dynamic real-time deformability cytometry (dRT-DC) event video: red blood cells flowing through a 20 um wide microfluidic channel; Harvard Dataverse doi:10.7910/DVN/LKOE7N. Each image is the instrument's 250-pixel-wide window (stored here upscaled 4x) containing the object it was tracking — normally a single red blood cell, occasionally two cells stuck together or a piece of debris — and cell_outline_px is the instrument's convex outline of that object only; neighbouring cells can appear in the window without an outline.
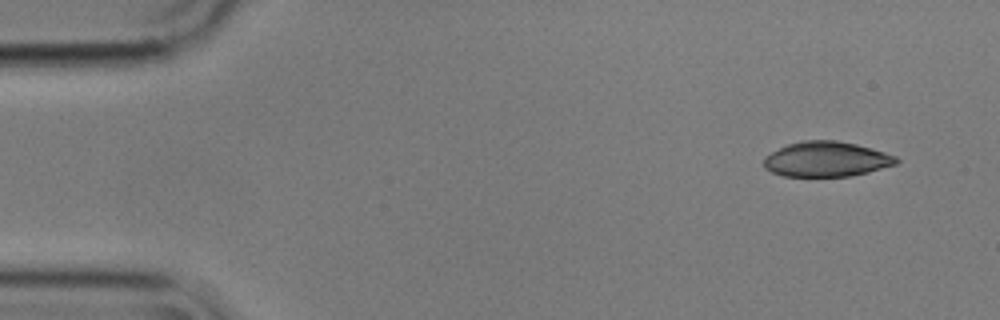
{"species": "common noctule bat (a hibernating species)", "species_latin": "Nyctalus noctula", "temperature_condition": "cold", "stored_images_in_passage": 4, "camera_frame_rate_fps": 3000, "um_per_image_px": 0.085, "animal": {"sex": "male", "body_mass_g": 17.9}, "frame": {"image": 1, "passage_image": 1, "time_ms": 0.0, "image_size_px": [1000, 320], "cell_outline_px": [[900, 160], [896, 164], [868, 172], [848, 176], [784, 176], [772, 172], [764, 168], [764, 156], [788, 144], [800, 140], [836, 140], [856, 144], [872, 148], [896, 156]], "centroid_in_image_um": [70.24, 13.52], "position_along_channel_um": 14.8, "area_um2": 27.05}}
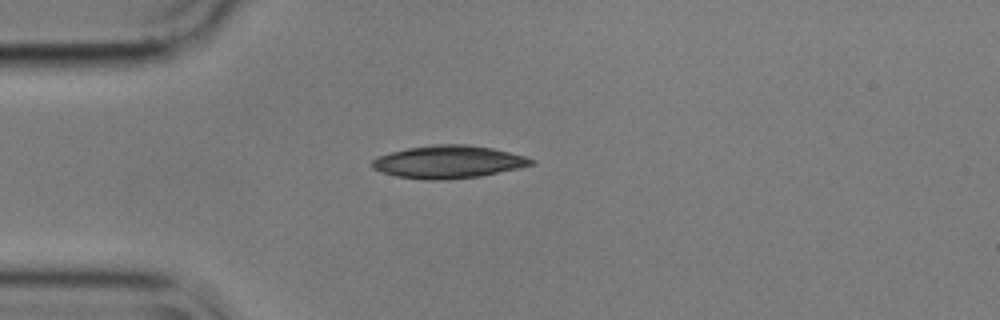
{"frame": {"image": 2, "passage_image": 4, "time_ms": 1.0, "image_size_px": [1000, 320], "cell_outline_px": [[536, 164], [520, 168], [480, 176], [444, 180], [428, 180], [396, 176], [372, 168], [372, 160], [376, 156], [408, 148], [436, 144], [468, 144], [492, 148], [524, 156], [536, 160]], "centroid_in_image_um": [38.14, 13.76], "position_along_channel_um": 46.9, "area_um2": 30.29}}